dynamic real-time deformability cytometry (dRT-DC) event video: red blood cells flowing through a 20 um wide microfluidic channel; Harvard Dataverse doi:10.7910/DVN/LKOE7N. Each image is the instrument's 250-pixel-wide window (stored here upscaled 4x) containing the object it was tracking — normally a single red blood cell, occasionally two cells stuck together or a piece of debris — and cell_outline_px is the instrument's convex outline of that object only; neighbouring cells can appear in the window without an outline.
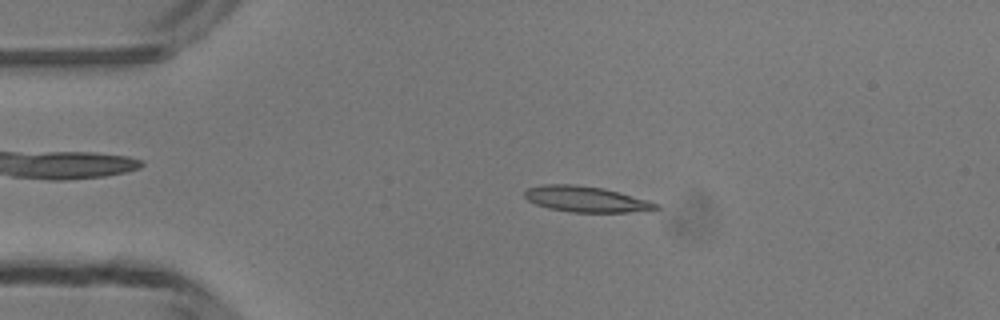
{"species": "common noctule bat (a hibernating species)", "species_latin": "Nyctalus noctula", "temperature_condition": "room temperature", "stored_images_in_passage": 49, "camera_frame_rate_fps": 3000, "um_per_image_px": 0.085, "animal": {"sex": "male", "body_mass_g": 13.3}, "frame": {"image": 1, "passage_image": 10, "time_ms": 3.0, "image_size_px": [1000, 320], "cell_outline_px": [[660, 208], [628, 212], [572, 212], [548, 208], [536, 204], [528, 200], [524, 196], [524, 192], [528, 188], [544, 184], [572, 184], [604, 188], [648, 200], [660, 204]], "centroid_in_image_um": [49.8, 16.92], "position_along_channel_um": 35.2, "area_um2": 19.59}}
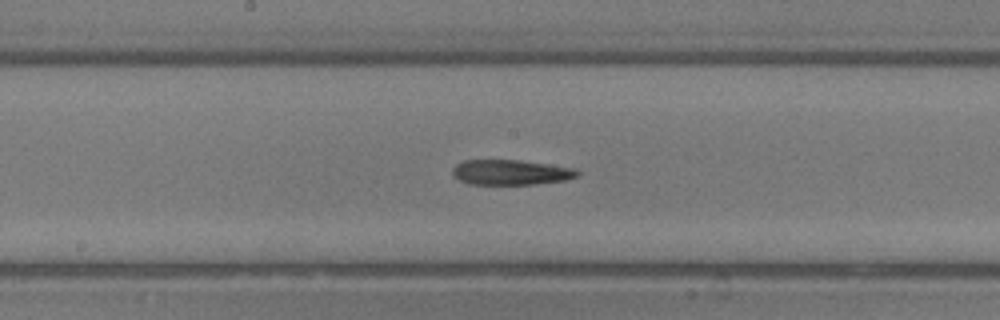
{"frame": {"image": 2, "passage_image": 25, "time_ms": 8.0, "image_size_px": [1000, 320], "cell_outline_px": [[580, 172], [576, 176], [564, 180], [532, 184], [468, 184], [452, 176], [452, 168], [456, 164], [464, 160], [516, 160], [548, 164], [576, 168]], "centroid_in_image_um": [43.37, 14.64], "position_along_channel_um": 204.8, "area_um2": 18.21}}
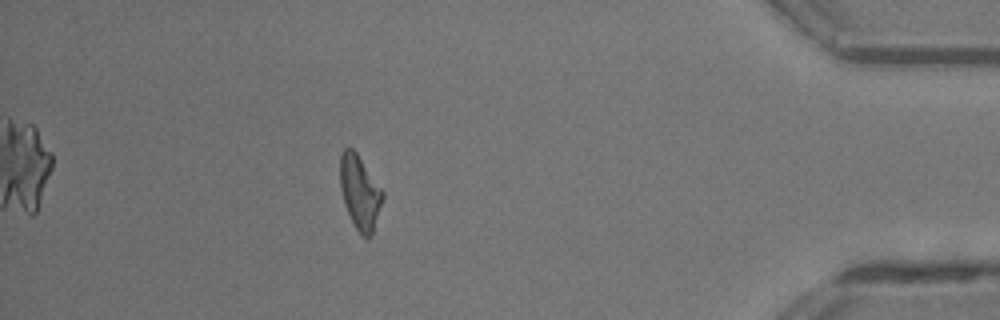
{"frame": {"image": 3, "passage_image": 43, "time_ms": 14.0, "image_size_px": [1000, 320], "cell_outline_px": [[384, 196], [372, 236], [368, 240], [356, 228], [344, 204], [340, 188], [340, 156], [344, 148], [352, 148], [356, 152], [384, 192]], "centroid_in_image_um": [30.59, 16.35], "position_along_channel_um": 404.6, "area_um2": 18.21}, "authors_computed_cell_mechanics": {"area_um2": 18.5538, "velocity_mm_per_s": 4.1727, "shape_relaxation_time_tau1_ms": null, "shape_relaxation_time_tau2_ms": 6.5368, "deformation_change_tau1": null, "deformation_change_tau2": 0.2171}}